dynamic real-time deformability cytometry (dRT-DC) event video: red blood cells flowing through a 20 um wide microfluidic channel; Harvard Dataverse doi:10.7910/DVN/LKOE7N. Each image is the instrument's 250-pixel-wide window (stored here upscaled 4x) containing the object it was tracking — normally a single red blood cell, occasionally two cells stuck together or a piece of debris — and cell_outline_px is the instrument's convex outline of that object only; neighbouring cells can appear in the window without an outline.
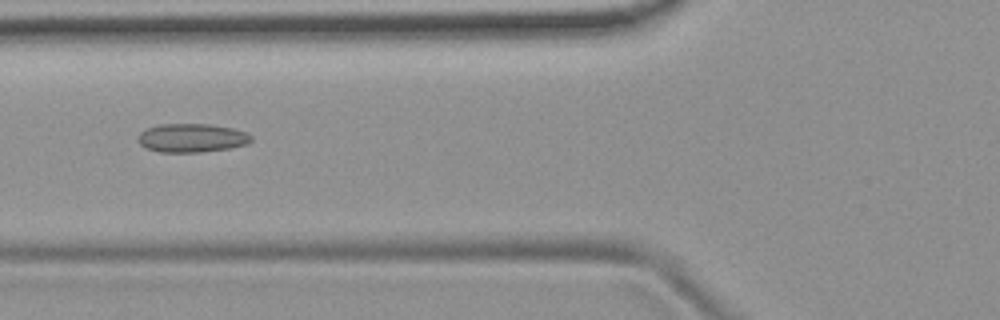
{"species": "common noctule bat (a hibernating species)", "species_latin": "Nyctalus noctula", "temperature_condition": "room temperature", "stored_images_in_passage": 50, "camera_frame_rate_fps": 3000, "um_per_image_px": 0.085, "animal": {"sex": "female", "body_mass_g": 19.9}, "frame": {"image": 1, "passage_image": 20, "time_ms": 6.333, "image_size_px": [1000, 320], "cell_outline_px": [[252, 140], [248, 144], [232, 148], [200, 152], [160, 152], [144, 148], [136, 140], [136, 136], [140, 132], [148, 128], [160, 124], [208, 124], [232, 128], [244, 132], [252, 136]], "centroid_in_image_um": [16.27, 11.73], "position_along_channel_um": 109.5, "area_um2": 19.07}}
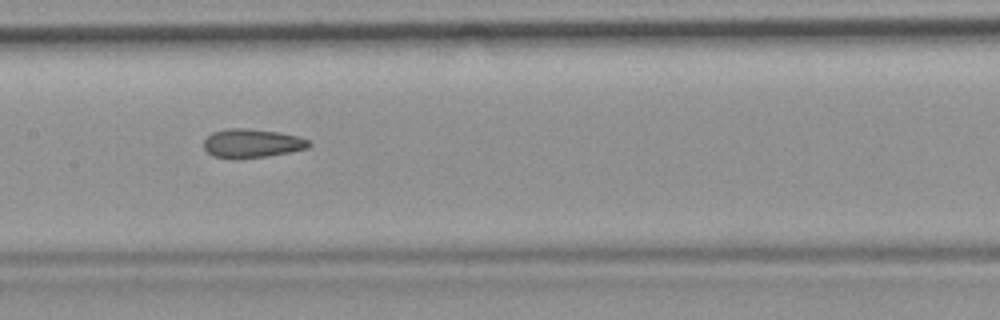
{"frame": {"image": 2, "passage_image": 26, "time_ms": 8.333, "image_size_px": [1000, 320], "cell_outline_px": [[312, 144], [308, 148], [268, 156], [232, 160], [212, 156], [204, 148], [204, 140], [212, 132], [228, 128], [248, 128], [280, 132], [296, 136], [308, 140]], "centroid_in_image_um": [21.38, 12.19], "position_along_channel_um": 186.0, "area_um2": 17.86}}
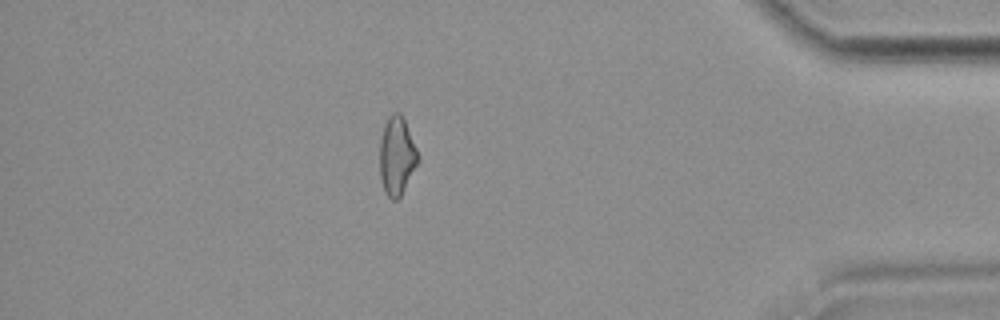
{"frame": {"image": 3, "passage_image": 46, "time_ms": 15.0, "image_size_px": [1000, 320], "cell_outline_px": [[420, 160], [400, 196], [396, 200], [392, 200], [384, 192], [380, 176], [380, 136], [388, 116], [392, 112], [400, 112], [404, 120], [420, 156]], "centroid_in_image_um": [33.73, 13.25], "position_along_channel_um": 401.5, "area_um2": 17.51}}